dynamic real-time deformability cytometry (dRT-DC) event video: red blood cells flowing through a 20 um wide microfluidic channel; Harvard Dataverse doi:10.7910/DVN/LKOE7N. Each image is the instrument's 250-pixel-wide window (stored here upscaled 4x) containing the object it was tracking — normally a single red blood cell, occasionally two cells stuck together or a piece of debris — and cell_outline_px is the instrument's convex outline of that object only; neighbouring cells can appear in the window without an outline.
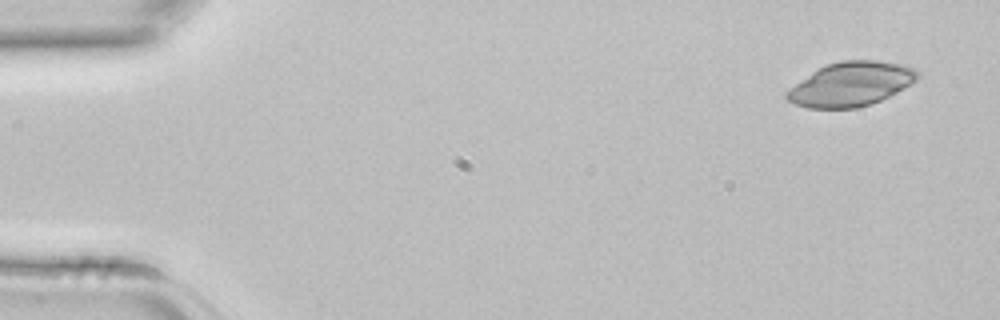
{"species": "common noctule bat (a hibernating species)", "species_latin": "Nyctalus noctula", "temperature_condition": "room temperature", "stored_images_in_passage": 3, "camera_frame_rate_fps": 3000, "um_per_image_px": 0.085, "animal": {"sex": "female", "body_mass_g": 22.7, "forearm_length_mm": 54.2}, "frame": {"image": 1, "passage_image": 1, "time_ms": 0.0, "image_size_px": [1000, 320], "cell_outline_px": [[920, 76], [912, 84], [880, 100], [856, 108], [808, 108], [796, 104], [788, 100], [784, 96], [784, 92], [812, 72], [828, 64], [840, 60], [876, 60], [908, 64], [916, 68], [920, 72]], "centroid_in_image_um": [72.37, 7.13], "position_along_channel_um": 12.6, "area_um2": 33.7}}